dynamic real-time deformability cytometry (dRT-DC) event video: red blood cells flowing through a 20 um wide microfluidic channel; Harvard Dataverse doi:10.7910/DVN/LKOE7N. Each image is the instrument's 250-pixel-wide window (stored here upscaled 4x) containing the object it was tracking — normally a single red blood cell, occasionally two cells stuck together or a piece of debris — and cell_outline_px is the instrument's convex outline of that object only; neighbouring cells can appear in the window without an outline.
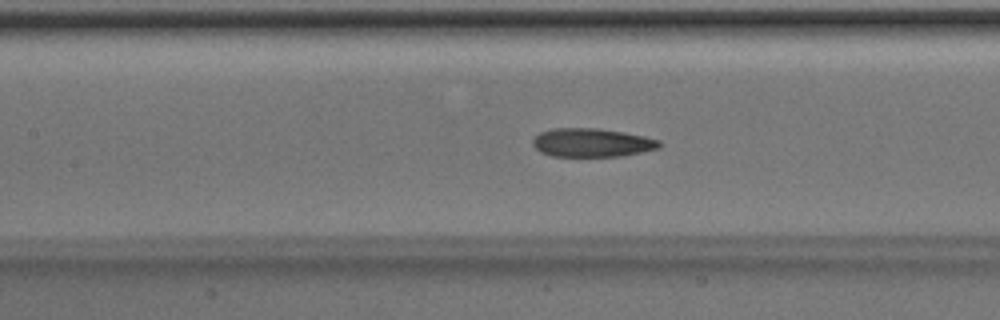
{"species": "Egyptian fruit bat (a non-hibernating species)", "species_latin": "Rousettus aegyptiacus", "temperature_condition": "room temperature", "stored_images_in_passage": 47, "camera_frame_rate_fps": 3000, "um_per_image_px": 0.085, "animal": {"sex": "male"}, "frame": {"image": 1, "passage_image": 19, "time_ms": 6.0, "image_size_px": [1000, 320], "cell_outline_px": [[664, 144], [660, 148], [624, 156], [552, 156], [540, 152], [532, 144], [532, 140], [540, 132], [552, 128], [596, 128], [624, 132], [644, 136], [660, 140]], "centroid_in_image_um": [50.34, 12.12], "position_along_channel_um": 157.1, "area_um2": 21.27}}
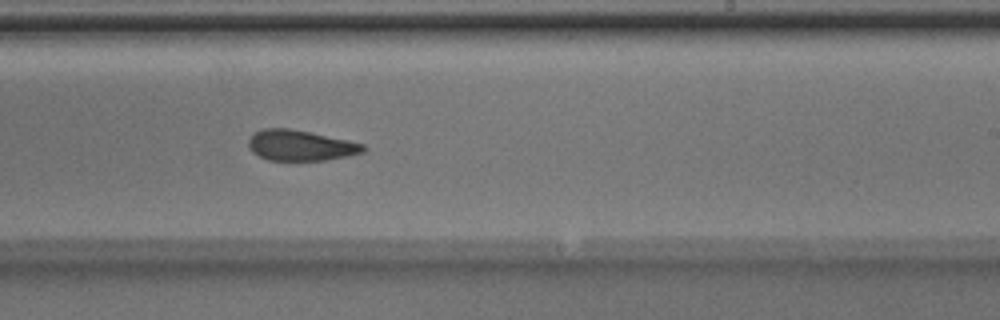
{"frame": {"image": 2, "passage_image": 27, "time_ms": 8.667, "image_size_px": [1000, 320], "cell_outline_px": [[368, 148], [364, 152], [348, 156], [328, 160], [268, 160], [252, 152], [248, 148], [248, 140], [256, 132], [264, 128], [288, 128], [348, 140], [364, 144]], "centroid_in_image_um": [25.56, 12.37], "position_along_channel_um": 263.4, "area_um2": 20.4}}
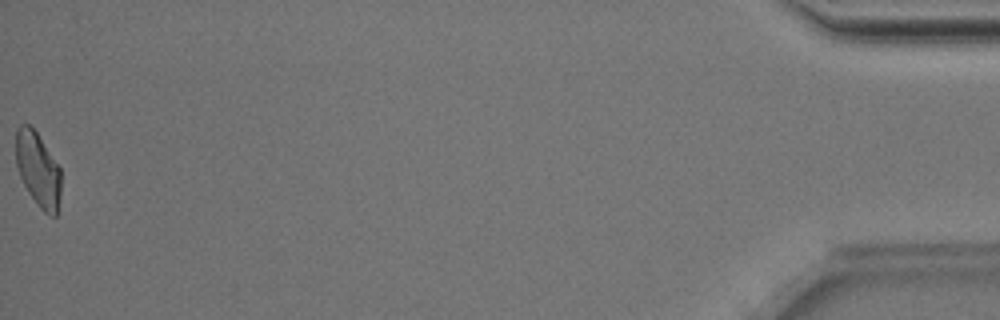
{"frame": {"image": 3, "passage_image": 47, "time_ms": 15.333, "image_size_px": [1000, 320], "cell_outline_px": [[60, 196], [56, 216], [52, 216], [44, 212], [36, 204], [28, 192], [20, 176], [16, 164], [16, 128], [20, 124], [28, 124], [36, 132], [60, 168]], "centroid_in_image_um": [3.22, 14.42], "position_along_channel_um": 432.0, "area_um2": 19.36}, "authors_computed_cell_mechanics": {"area_um2": 21.3282, "velocity_mm_per_s": 4.0032, "shape_relaxation_time_tau1_ms": 6.5252, "shape_relaxation_time_tau2_ms": 2.987, "deformation_change_tau1": 0.1571, "deformation_change_tau2": 0.0948}}